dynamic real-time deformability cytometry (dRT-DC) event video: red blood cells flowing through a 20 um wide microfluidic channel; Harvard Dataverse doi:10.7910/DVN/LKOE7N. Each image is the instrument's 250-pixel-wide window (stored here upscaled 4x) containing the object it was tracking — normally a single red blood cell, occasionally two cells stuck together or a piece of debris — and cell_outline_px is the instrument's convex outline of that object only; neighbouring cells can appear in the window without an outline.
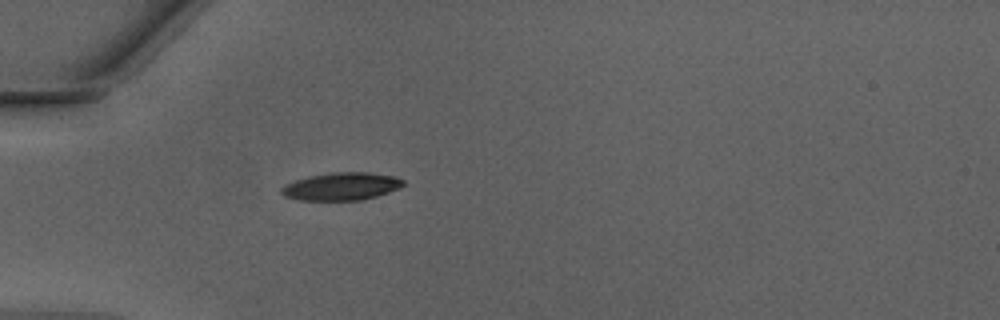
{"species": "Egyptian fruit bat (a non-hibernating species)", "species_latin": "Rousettus aegyptiacus", "temperature_condition": "warm", "stored_images_in_passage": 34, "camera_frame_rate_fps": 3000, "um_per_image_px": 0.085, "animal": {"sex": "male"}, "frame": {"image": 1, "passage_image": 1, "time_ms": 0.0, "image_size_px": [1000, 320], "cell_outline_px": [[404, 184], [400, 188], [376, 196], [360, 200], [296, 200], [284, 196], [280, 192], [280, 188], [284, 184], [308, 176], [332, 172], [368, 172], [396, 176], [404, 180]], "centroid_in_image_um": [29.0, 15.84], "position_along_channel_um": 56.0, "area_um2": 19.83}}
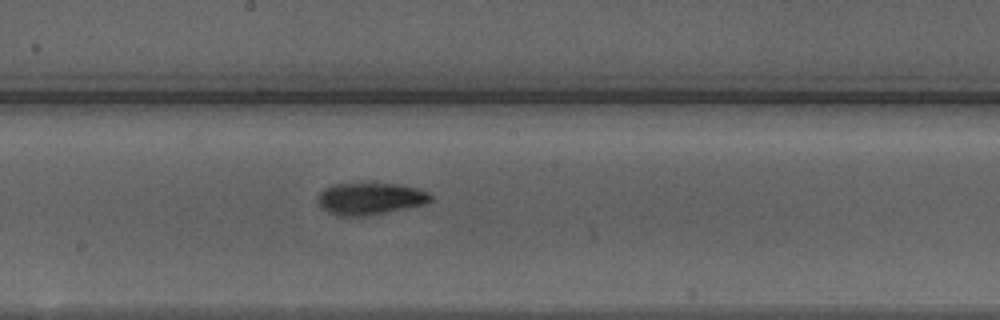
{"frame": {"image": 2, "passage_image": 13, "time_ms": 4.0, "image_size_px": [1000, 320], "cell_outline_px": [[432, 200], [424, 204], [384, 212], [360, 216], [340, 216], [328, 212], [316, 200], [316, 196], [324, 188], [336, 184], [396, 184], [420, 188], [428, 192], [432, 196]], "centroid_in_image_um": [31.45, 16.88], "position_along_channel_um": 216.7, "area_um2": 20.69}}
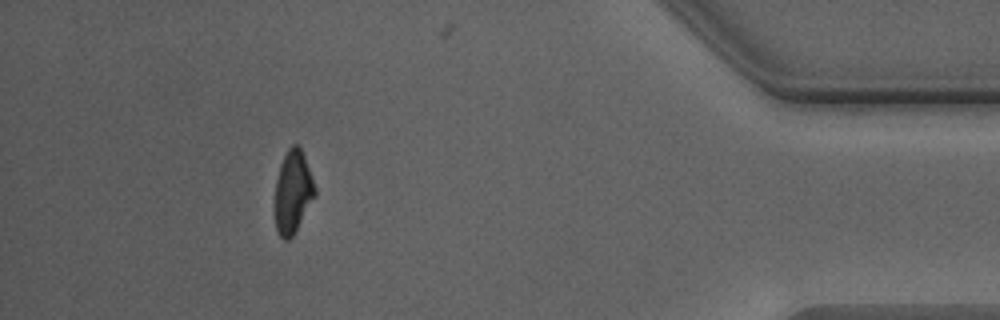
{"frame": {"image": 3, "passage_image": 30, "time_ms": 9.667, "image_size_px": [1000, 320], "cell_outline_px": [[316, 196], [292, 236], [288, 240], [284, 240], [276, 232], [272, 208], [276, 180], [280, 164], [288, 148], [292, 144], [300, 144], [316, 188]], "centroid_in_image_um": [24.85, 16.33], "position_along_channel_um": 410.3, "area_um2": 19.94}, "authors_computed_cell_mechanics": {"area_um2": 20.4901, "velocity_mm_per_s": 4.2935, "shape_relaxation_time_tau1_ms": 3.4829, "shape_relaxation_time_tau2_ms": 1.3763, "deformation_change_tau1": 0.1463, "deformation_change_tau2": 0.0791}}